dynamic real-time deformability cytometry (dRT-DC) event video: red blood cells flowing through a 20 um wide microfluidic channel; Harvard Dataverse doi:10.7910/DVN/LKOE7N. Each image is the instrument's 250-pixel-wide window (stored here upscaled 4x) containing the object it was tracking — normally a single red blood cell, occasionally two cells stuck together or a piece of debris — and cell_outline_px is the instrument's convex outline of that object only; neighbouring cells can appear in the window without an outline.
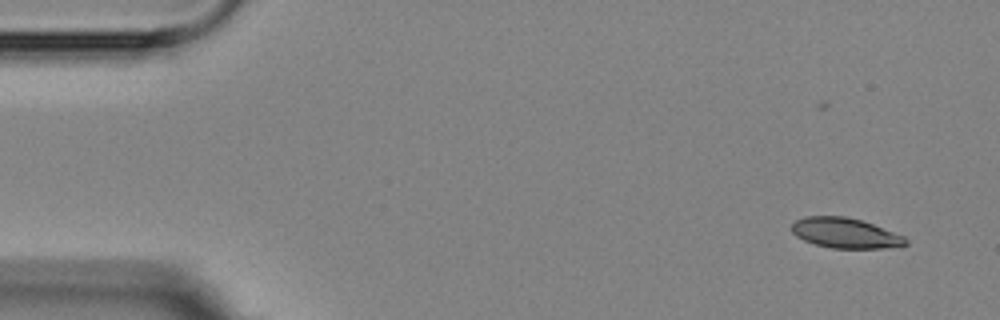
{"species": "Egyptian fruit bat (a non-hibernating species)", "species_latin": "Rousettus aegyptiacus", "temperature_condition": "room temperature", "stored_images_in_passage": 6, "camera_frame_rate_fps": 3000, "um_per_image_px": 0.085, "animal": {"sex": "female"}, "frame": {"image": 1, "passage_image": 2, "time_ms": 1.667, "image_size_px": [1000, 320], "cell_outline_px": [[908, 244], [900, 248], [832, 248], [816, 244], [804, 240], [796, 236], [792, 232], [792, 224], [796, 220], [804, 216], [844, 216], [860, 220], [872, 224], [904, 236], [908, 240]], "centroid_in_image_um": [71.88, 19.82], "position_along_channel_um": 13.1, "area_um2": 20.06}}
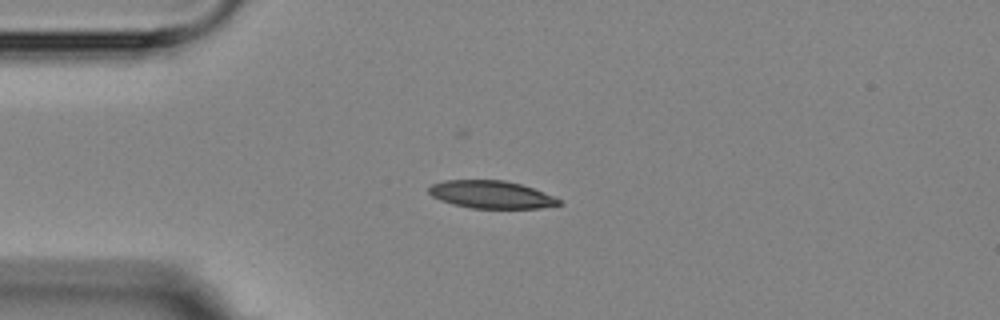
{"frame": {"image": 2, "passage_image": 4, "time_ms": 5.0, "image_size_px": [1000, 320], "cell_outline_px": [[564, 204], [540, 208], [472, 208], [452, 204], [440, 200], [432, 196], [428, 192], [428, 188], [432, 184], [444, 180], [504, 180], [520, 184], [532, 188], [552, 196], [560, 200]], "centroid_in_image_um": [41.73, 16.54], "position_along_channel_um": 43.3, "area_um2": 20.87}}